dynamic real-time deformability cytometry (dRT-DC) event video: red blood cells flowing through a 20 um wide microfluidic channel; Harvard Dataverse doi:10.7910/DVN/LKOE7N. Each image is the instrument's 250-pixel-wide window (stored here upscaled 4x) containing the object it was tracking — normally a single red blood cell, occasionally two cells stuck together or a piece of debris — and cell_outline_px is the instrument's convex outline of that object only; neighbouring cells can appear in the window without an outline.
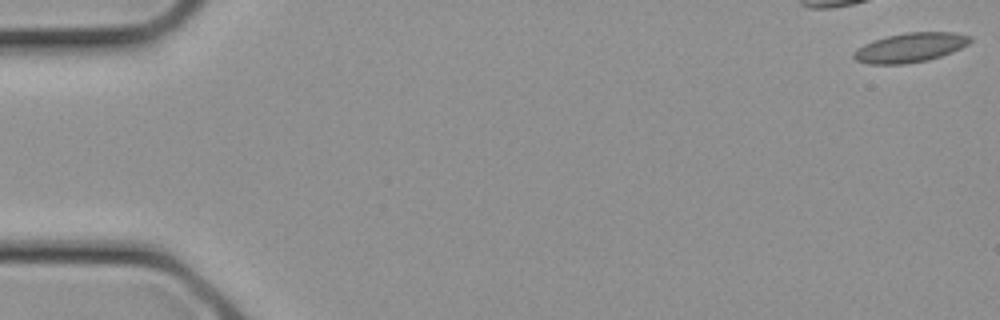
{"species": "common noctule bat (a hibernating species)", "species_latin": "Nyctalus noctula", "temperature_condition": "cold", "stored_images_in_passage": 9, "camera_frame_rate_fps": 3000, "um_per_image_px": 0.085, "animal": {"sex": "female", "body_mass_g": 21.9}, "frame": {"image": 1, "passage_image": 1, "time_ms": 0.0, "image_size_px": [1000, 320], "cell_outline_px": [[972, 40], [968, 44], [952, 52], [928, 60], [904, 64], [868, 64], [856, 60], [852, 56], [852, 52], [864, 44], [872, 40], [904, 32], [956, 32], [972, 36]], "centroid_in_image_um": [77.37, 4.03], "position_along_channel_um": 7.6, "area_um2": 20.06}}